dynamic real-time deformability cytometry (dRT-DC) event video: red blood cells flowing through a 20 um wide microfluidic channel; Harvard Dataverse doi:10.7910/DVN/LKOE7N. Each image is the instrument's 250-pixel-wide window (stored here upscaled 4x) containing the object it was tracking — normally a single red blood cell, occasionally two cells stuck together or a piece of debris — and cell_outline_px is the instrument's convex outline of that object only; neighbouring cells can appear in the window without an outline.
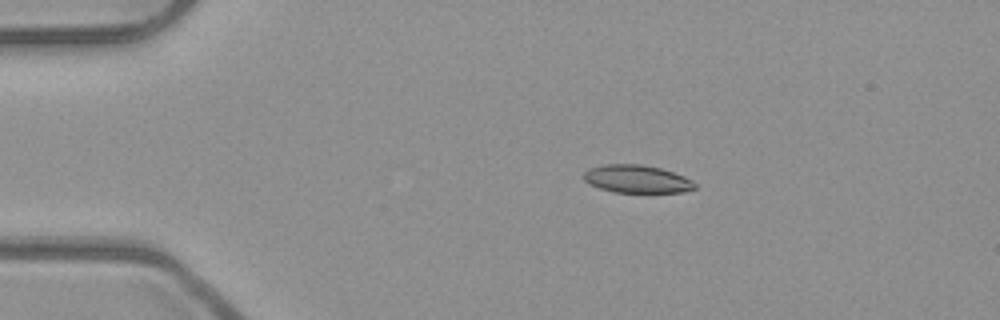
{"species": "common noctule bat (a hibernating species)", "species_latin": "Nyctalus noctula", "temperature_condition": "room temperature", "stored_images_in_passage": 5, "camera_frame_rate_fps": 3000, "um_per_image_px": 0.085, "animal": {"sex": "male", "body_mass_g": 23.1, "forearm_length_mm": 52.7}, "frame": {"image": 1, "passage_image": 2, "time_ms": 0.333, "image_size_px": [1000, 320], "cell_outline_px": [[696, 188], [684, 192], [612, 192], [588, 184], [580, 176], [588, 168], [604, 164], [640, 164], [660, 168], [684, 176], [692, 180], [696, 184]], "centroid_in_image_um": [54.09, 15.21], "position_along_channel_um": 30.9, "area_um2": 18.21}}
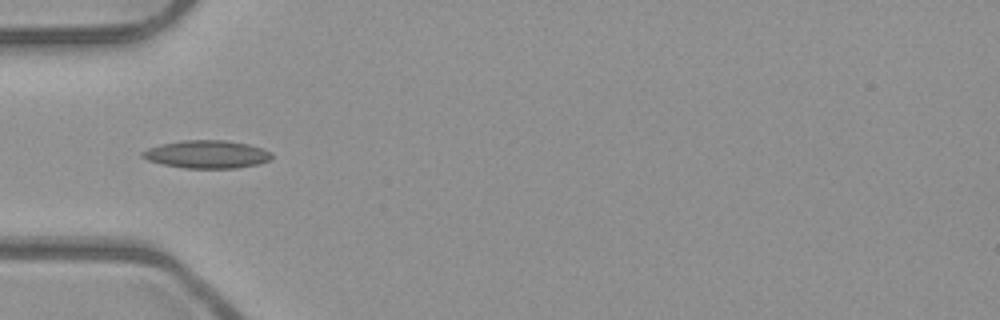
{"frame": {"image": 2, "passage_image": 4, "time_ms": 1.0, "image_size_px": [1000, 320], "cell_outline_px": [[272, 156], [268, 160], [260, 164], [236, 168], [184, 168], [164, 164], [148, 160], [140, 156], [140, 152], [148, 148], [160, 144], [180, 140], [228, 140], [248, 144], [264, 148], [272, 152]], "centroid_in_image_um": [17.59, 13.1], "position_along_channel_um": 67.4, "area_um2": 21.21}}
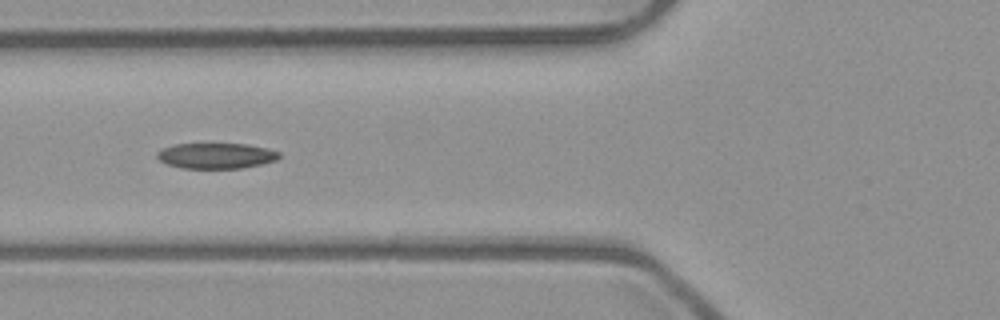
{"frame": {"image": 3, "passage_image": 5, "time_ms": 1.333, "image_size_px": [1000, 320], "cell_outline_px": [[280, 156], [276, 160], [260, 164], [240, 168], [180, 168], [168, 164], [160, 160], [156, 156], [156, 152], [172, 144], [248, 144], [268, 148], [280, 152]], "centroid_in_image_um": [18.37, 13.23], "position_along_channel_um": 107.4, "area_um2": 18.15}}